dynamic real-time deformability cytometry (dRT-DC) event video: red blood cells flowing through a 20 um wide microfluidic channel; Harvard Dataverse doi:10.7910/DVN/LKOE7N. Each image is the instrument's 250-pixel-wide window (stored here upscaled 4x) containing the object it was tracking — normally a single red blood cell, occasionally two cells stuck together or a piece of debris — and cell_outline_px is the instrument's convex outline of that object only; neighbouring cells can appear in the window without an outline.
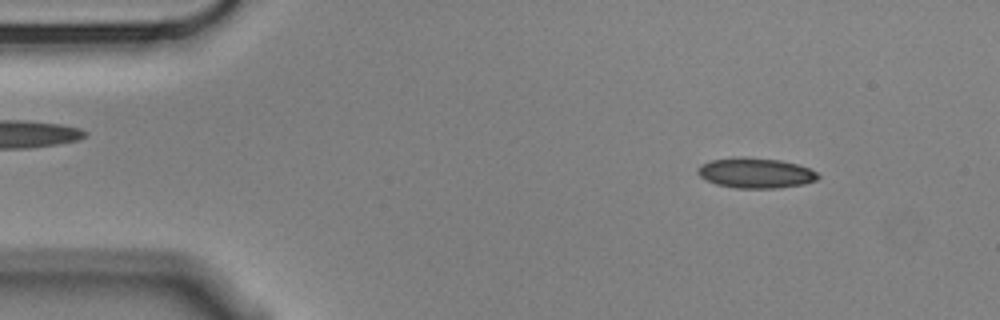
{"species": "Egyptian fruit bat (a non-hibernating species)", "species_latin": "Rousettus aegyptiacus", "temperature_condition": "cold", "stored_images_in_passage": 54, "camera_frame_rate_fps": 3000, "um_per_image_px": 0.085, "animal": {"sex": "male"}, "frame": {"image": 1, "passage_image": 6, "time_ms": 1.667, "image_size_px": [1000, 320], "cell_outline_px": [[820, 176], [816, 180], [804, 184], [780, 188], [736, 188], [716, 184], [700, 176], [696, 172], [696, 168], [700, 164], [712, 160], [732, 156], [748, 156], [780, 160], [796, 164], [808, 168], [816, 172]], "centroid_in_image_um": [64.19, 14.69], "position_along_channel_um": 20.8, "area_um2": 21.44}}
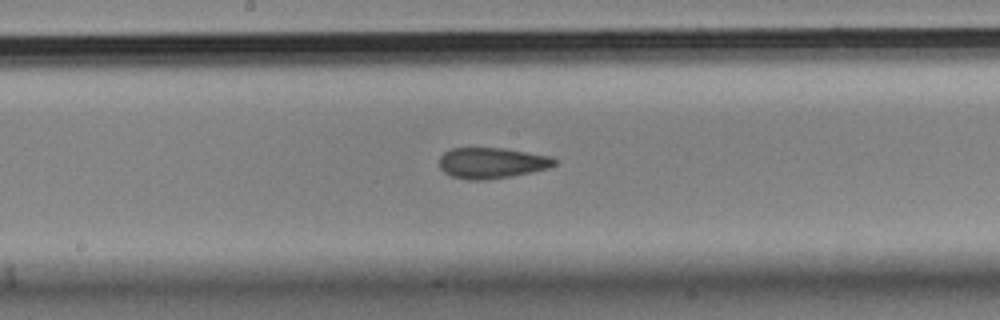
{"frame": {"image": 2, "passage_image": 28, "time_ms": 9.0, "image_size_px": [1000, 320], "cell_outline_px": [[556, 164], [548, 168], [532, 172], [484, 180], [468, 180], [452, 176], [444, 172], [440, 168], [440, 156], [444, 152], [452, 148], [504, 148], [552, 156], [556, 160]], "centroid_in_image_um": [41.8, 13.84], "position_along_channel_um": 206.4, "area_um2": 20.63}}
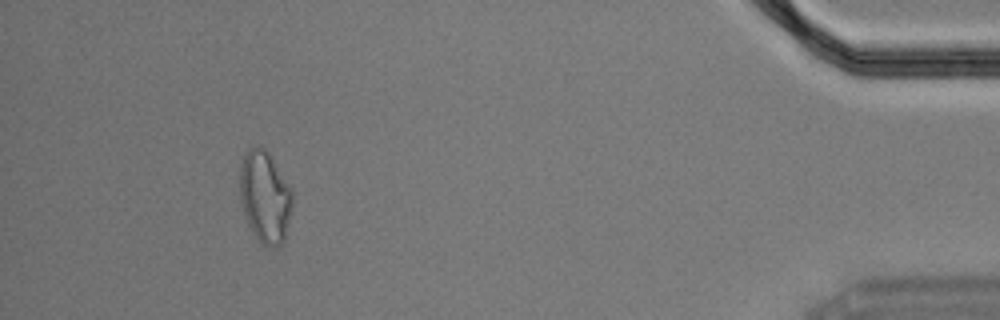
{"frame": {"image": 3, "passage_image": 51, "time_ms": 16.667, "image_size_px": [1000, 320], "cell_outline_px": [[292, 204], [284, 240], [280, 244], [260, 244], [256, 240], [244, 216], [240, 200], [240, 164], [244, 152], [252, 144], [260, 144], [268, 152], [292, 188]], "centroid_in_image_um": [22.49, 16.66], "position_along_channel_um": 412.7, "area_um2": 28.38}}